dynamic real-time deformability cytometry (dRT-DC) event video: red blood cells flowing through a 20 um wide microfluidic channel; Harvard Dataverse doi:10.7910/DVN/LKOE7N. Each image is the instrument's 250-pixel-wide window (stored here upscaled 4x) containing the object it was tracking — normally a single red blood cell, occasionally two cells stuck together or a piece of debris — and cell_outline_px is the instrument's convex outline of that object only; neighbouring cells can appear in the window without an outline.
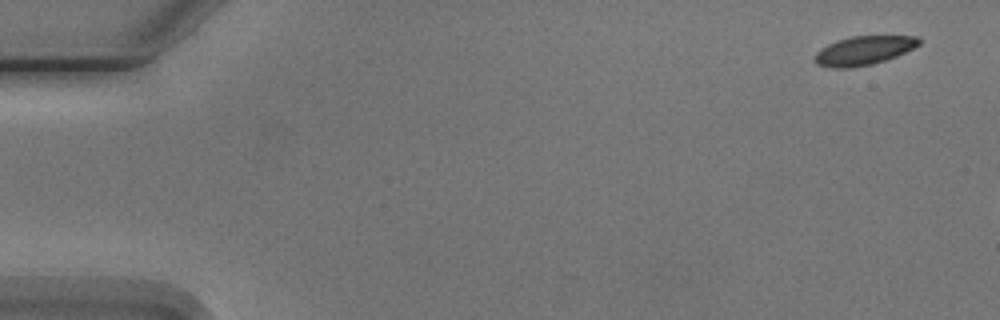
{"species": "Egyptian fruit bat (a non-hibernating species)", "species_latin": "Rousettus aegyptiacus", "temperature_condition": "cold", "stored_images_in_passage": 4, "camera_frame_rate_fps": 3000, "um_per_image_px": 0.085, "animal": {"sex": "male"}, "frame": {"image": 1, "passage_image": 1, "time_ms": 0.0, "image_size_px": [1000, 320], "cell_outline_px": [[920, 44], [896, 56], [872, 64], [852, 68], [832, 68], [816, 64], [816, 52], [820, 48], [836, 40], [852, 36], [916, 36], [920, 40]], "centroid_in_image_um": [73.39, 4.29], "position_along_channel_um": 11.6, "area_um2": 17.4}}